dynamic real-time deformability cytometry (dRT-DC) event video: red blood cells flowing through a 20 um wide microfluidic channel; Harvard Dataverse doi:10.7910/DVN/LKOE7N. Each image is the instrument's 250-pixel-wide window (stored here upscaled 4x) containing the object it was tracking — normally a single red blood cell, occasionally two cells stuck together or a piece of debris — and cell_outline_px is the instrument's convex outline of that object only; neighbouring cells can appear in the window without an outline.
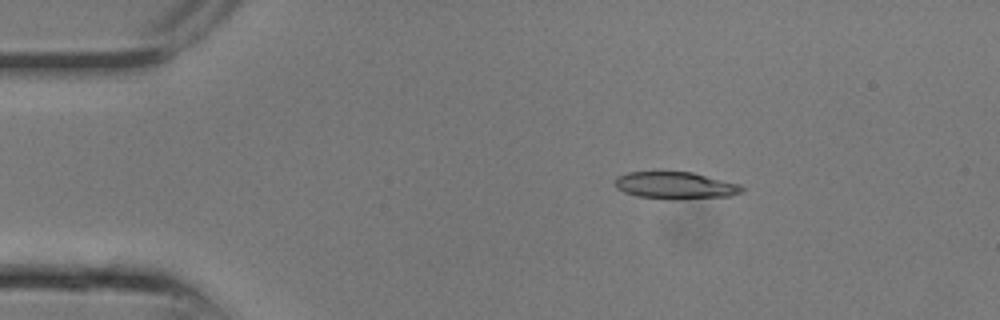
{"species": "common noctule bat (a hibernating species)", "species_latin": "Nyctalus noctula", "temperature_condition": "room temperature", "stored_images_in_passage": 7, "camera_frame_rate_fps": 3000, "um_per_image_px": 0.085, "animal": {"sex": "male", "body_mass_g": 13.3}, "frame": {"image": 1, "passage_image": 4, "time_ms": 1.0, "image_size_px": [1000, 320], "cell_outline_px": [[744, 188], [740, 192], [732, 196], [676, 200], [668, 200], [636, 196], [624, 192], [616, 188], [616, 176], [628, 172], [692, 172], [740, 184]], "centroid_in_image_um": [57.4, 15.78], "position_along_channel_um": 27.6, "area_um2": 20.23}}